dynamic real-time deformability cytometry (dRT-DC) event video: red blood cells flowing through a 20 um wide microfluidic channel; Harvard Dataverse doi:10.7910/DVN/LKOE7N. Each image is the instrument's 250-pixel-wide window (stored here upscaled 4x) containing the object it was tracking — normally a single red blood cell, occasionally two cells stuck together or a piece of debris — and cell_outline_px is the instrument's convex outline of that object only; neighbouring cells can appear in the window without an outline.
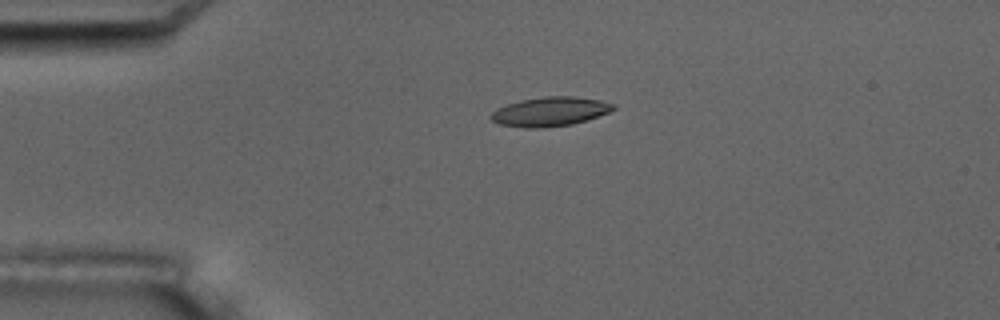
{"species": "common noctule bat (a hibernating species)", "species_latin": "Nyctalus noctula", "temperature_condition": "room temperature", "stored_images_in_passage": 5, "camera_frame_rate_fps": 3000, "um_per_image_px": 0.085, "animal": {"sex": "male", "body_mass_g": 17.5, "forearm_length_mm": 52.3}, "frame": {"image": 1, "passage_image": 4, "time_ms": 3.333, "image_size_px": [1000, 320], "cell_outline_px": [[616, 108], [608, 112], [572, 124], [544, 128], [524, 128], [500, 124], [492, 120], [488, 116], [496, 108], [520, 100], [544, 96], [572, 96], [600, 100], [616, 104]], "centroid_in_image_um": [46.72, 9.48], "position_along_channel_um": 38.3, "area_um2": 20.81}}